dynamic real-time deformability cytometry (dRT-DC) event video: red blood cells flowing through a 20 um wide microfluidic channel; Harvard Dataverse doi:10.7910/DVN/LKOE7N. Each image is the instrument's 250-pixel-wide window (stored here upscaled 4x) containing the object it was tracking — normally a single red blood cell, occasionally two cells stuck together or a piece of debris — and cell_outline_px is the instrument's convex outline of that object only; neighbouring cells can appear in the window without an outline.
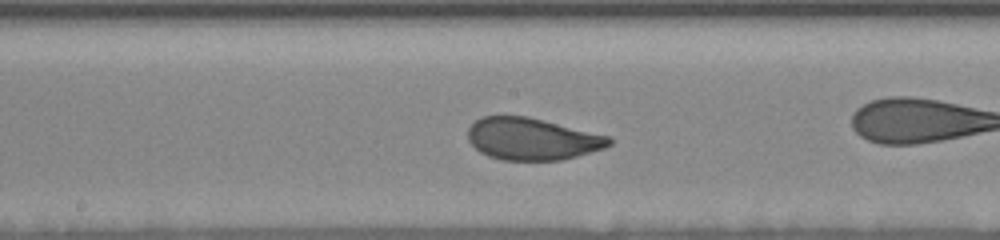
{"species": "human", "species_latin": "Homo sapiens", "temperature_condition": "room temperature", "stored_images_in_passage": 41, "camera_frame_rate_fps": 3000, "um_per_image_px": 0.085, "donor": {"sex": "female"}, "frame": {"image": 1, "passage_image": 22, "time_ms": 8.667, "image_size_px": [1000, 240], "cell_outline_px": [[612, 144], [604, 148], [576, 156], [560, 160], [504, 160], [488, 156], [480, 152], [468, 140], [468, 128], [480, 116], [528, 116], [612, 136]], "centroid_in_image_um": [45.25, 11.8], "position_along_channel_um": 203.0, "area_um2": 34.74}}